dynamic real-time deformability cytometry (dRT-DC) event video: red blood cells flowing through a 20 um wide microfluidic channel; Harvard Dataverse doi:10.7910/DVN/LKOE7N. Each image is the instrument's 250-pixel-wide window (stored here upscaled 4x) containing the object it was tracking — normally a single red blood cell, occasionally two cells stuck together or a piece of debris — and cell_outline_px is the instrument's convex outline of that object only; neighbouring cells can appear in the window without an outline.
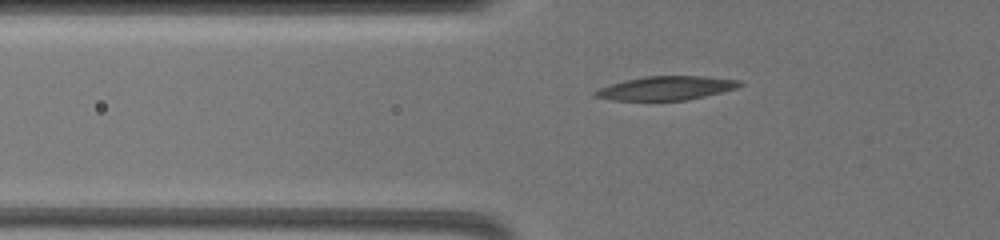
{"species": "common noctule bat (a hibernating species)", "species_latin": "Nyctalus noctula", "temperature_condition": "warm", "stored_images_in_passage": 33, "camera_frame_rate_fps": 3000, "um_per_image_px": 0.085, "animal": {"sex": "female", "body_mass_g": 19.5, "forearm_length_mm": 54.1}, "frame": {"image": 1, "passage_image": 4, "time_ms": 0.333, "image_size_px": [1000, 240], "cell_outline_px": [[744, 84], [736, 88], [704, 96], [684, 100], [612, 100], [592, 96], [592, 92], [600, 88], [612, 84], [628, 80], [648, 76], [704, 76], [740, 80]], "centroid_in_image_um": [56.63, 7.49], "position_along_channel_um": 69.2, "area_um2": 19.77}}
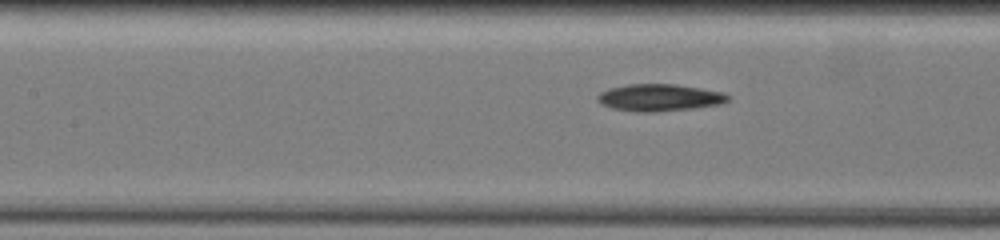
{"frame": {"image": 2, "passage_image": 24, "time_ms": 3.0, "image_size_px": [1000, 240], "cell_outline_px": [[728, 100], [720, 104], [692, 108], [652, 112], [636, 112], [612, 108], [600, 104], [596, 100], [596, 96], [600, 92], [608, 88], [628, 84], [676, 84], [700, 88], [720, 92], [728, 96]], "centroid_in_image_um": [55.96, 8.29], "position_along_channel_um": 151.4, "area_um2": 20.46}}
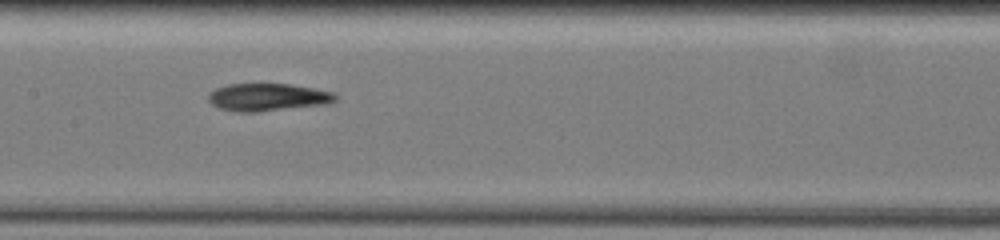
{"frame": {"image": 3, "passage_image": 32, "time_ms": 4.0, "image_size_px": [1000, 240], "cell_outline_px": [[336, 100], [328, 104], [256, 112], [236, 112], [216, 108], [208, 100], [208, 96], [216, 88], [228, 84], [292, 84], [332, 92], [336, 96]], "centroid_in_image_um": [22.73, 8.27], "position_along_channel_um": 184.7, "area_um2": 20.4}}